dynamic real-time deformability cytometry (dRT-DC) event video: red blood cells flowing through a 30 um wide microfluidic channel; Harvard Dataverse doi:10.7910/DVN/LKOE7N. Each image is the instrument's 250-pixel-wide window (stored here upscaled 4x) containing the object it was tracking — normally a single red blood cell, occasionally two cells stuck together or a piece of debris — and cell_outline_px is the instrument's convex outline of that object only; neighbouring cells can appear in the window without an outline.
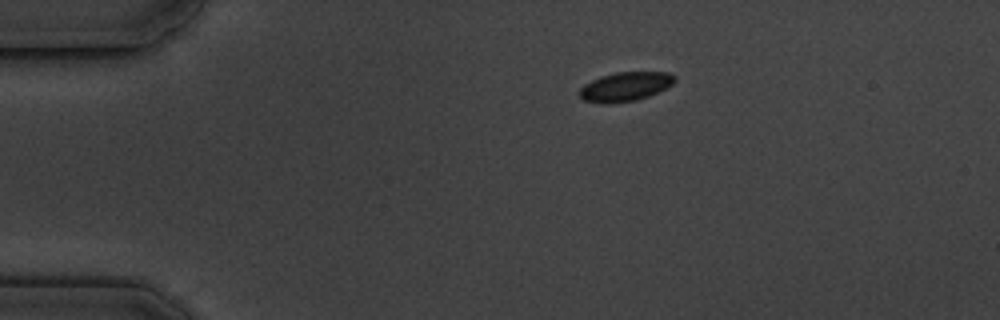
{"species": "common noctule bat (a hibernating species)", "species_latin": "Nyctalus noctula", "temperature_condition": "cold", "stored_images_in_passage": 3, "camera_frame_rate_fps": 3000, "um_per_image_px": 0.085, "animal": {"sex": "male", "body_mass_g": 19.5, "forearm_length_mm": 54.6}, "frame": {"image": 1, "passage_image": 1, "time_ms": 0.0, "image_size_px": [1000, 320], "cell_outline_px": [[676, 80], [672, 84], [648, 96], [636, 100], [608, 104], [604, 104], [584, 100], [580, 96], [580, 88], [584, 84], [600, 76], [616, 72], [668, 72], [676, 76]], "centroid_in_image_um": [53.14, 7.36], "position_along_channel_um": 31.9, "area_um2": 16.07}}